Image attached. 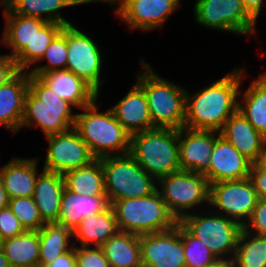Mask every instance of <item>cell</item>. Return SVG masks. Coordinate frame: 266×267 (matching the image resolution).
Returning a JSON list of instances; mask_svg holds the SVG:
<instances>
[{
  "label": "cell",
  "mask_w": 266,
  "mask_h": 267,
  "mask_svg": "<svg viewBox=\"0 0 266 267\" xmlns=\"http://www.w3.org/2000/svg\"><path fill=\"white\" fill-rule=\"evenodd\" d=\"M57 257L52 263L38 267H76V246Z\"/></svg>",
  "instance_id": "cell-43"
},
{
  "label": "cell",
  "mask_w": 266,
  "mask_h": 267,
  "mask_svg": "<svg viewBox=\"0 0 266 267\" xmlns=\"http://www.w3.org/2000/svg\"><path fill=\"white\" fill-rule=\"evenodd\" d=\"M208 267H234L232 260H218L213 265Z\"/></svg>",
  "instance_id": "cell-48"
},
{
  "label": "cell",
  "mask_w": 266,
  "mask_h": 267,
  "mask_svg": "<svg viewBox=\"0 0 266 267\" xmlns=\"http://www.w3.org/2000/svg\"><path fill=\"white\" fill-rule=\"evenodd\" d=\"M158 189L162 200L177 221L189 214L188 210L209 203V183L200 173L179 171L159 178ZM188 209V210H187Z\"/></svg>",
  "instance_id": "cell-8"
},
{
  "label": "cell",
  "mask_w": 266,
  "mask_h": 267,
  "mask_svg": "<svg viewBox=\"0 0 266 267\" xmlns=\"http://www.w3.org/2000/svg\"><path fill=\"white\" fill-rule=\"evenodd\" d=\"M10 0H0V5L5 6Z\"/></svg>",
  "instance_id": "cell-50"
},
{
  "label": "cell",
  "mask_w": 266,
  "mask_h": 267,
  "mask_svg": "<svg viewBox=\"0 0 266 267\" xmlns=\"http://www.w3.org/2000/svg\"><path fill=\"white\" fill-rule=\"evenodd\" d=\"M244 68L234 69L195 95L186 90L184 127L221 132L229 117L238 110Z\"/></svg>",
  "instance_id": "cell-1"
},
{
  "label": "cell",
  "mask_w": 266,
  "mask_h": 267,
  "mask_svg": "<svg viewBox=\"0 0 266 267\" xmlns=\"http://www.w3.org/2000/svg\"><path fill=\"white\" fill-rule=\"evenodd\" d=\"M0 267H11L3 251H0Z\"/></svg>",
  "instance_id": "cell-49"
},
{
  "label": "cell",
  "mask_w": 266,
  "mask_h": 267,
  "mask_svg": "<svg viewBox=\"0 0 266 267\" xmlns=\"http://www.w3.org/2000/svg\"><path fill=\"white\" fill-rule=\"evenodd\" d=\"M124 1H125V0H119V7H117V9H116V11H115L116 14H118L119 9H120V6H121V4H122Z\"/></svg>",
  "instance_id": "cell-51"
},
{
  "label": "cell",
  "mask_w": 266,
  "mask_h": 267,
  "mask_svg": "<svg viewBox=\"0 0 266 267\" xmlns=\"http://www.w3.org/2000/svg\"><path fill=\"white\" fill-rule=\"evenodd\" d=\"M37 160L15 157L0 168V176L9 199L33 196L38 177Z\"/></svg>",
  "instance_id": "cell-23"
},
{
  "label": "cell",
  "mask_w": 266,
  "mask_h": 267,
  "mask_svg": "<svg viewBox=\"0 0 266 267\" xmlns=\"http://www.w3.org/2000/svg\"><path fill=\"white\" fill-rule=\"evenodd\" d=\"M8 203H9V197L7 195V192H6L5 188H4V184H3L2 178L0 176V210L2 208L7 207Z\"/></svg>",
  "instance_id": "cell-46"
},
{
  "label": "cell",
  "mask_w": 266,
  "mask_h": 267,
  "mask_svg": "<svg viewBox=\"0 0 266 267\" xmlns=\"http://www.w3.org/2000/svg\"><path fill=\"white\" fill-rule=\"evenodd\" d=\"M258 196L249 178L209 184V204L240 225L249 220Z\"/></svg>",
  "instance_id": "cell-11"
},
{
  "label": "cell",
  "mask_w": 266,
  "mask_h": 267,
  "mask_svg": "<svg viewBox=\"0 0 266 267\" xmlns=\"http://www.w3.org/2000/svg\"><path fill=\"white\" fill-rule=\"evenodd\" d=\"M193 10L196 22L207 28L244 36L253 35L256 29L242 0H197Z\"/></svg>",
  "instance_id": "cell-10"
},
{
  "label": "cell",
  "mask_w": 266,
  "mask_h": 267,
  "mask_svg": "<svg viewBox=\"0 0 266 267\" xmlns=\"http://www.w3.org/2000/svg\"><path fill=\"white\" fill-rule=\"evenodd\" d=\"M64 25L47 22L39 31H36L30 45H27L15 58L19 71H28L35 62H39L54 37L62 30Z\"/></svg>",
  "instance_id": "cell-33"
},
{
  "label": "cell",
  "mask_w": 266,
  "mask_h": 267,
  "mask_svg": "<svg viewBox=\"0 0 266 267\" xmlns=\"http://www.w3.org/2000/svg\"><path fill=\"white\" fill-rule=\"evenodd\" d=\"M5 6L12 13L21 16L39 18L64 26L72 24L58 12L62 8L73 6L71 0H10Z\"/></svg>",
  "instance_id": "cell-31"
},
{
  "label": "cell",
  "mask_w": 266,
  "mask_h": 267,
  "mask_svg": "<svg viewBox=\"0 0 266 267\" xmlns=\"http://www.w3.org/2000/svg\"><path fill=\"white\" fill-rule=\"evenodd\" d=\"M97 99L76 114L74 128L95 158L129 153L131 134L116 120L111 109L99 112ZM116 151V152H114Z\"/></svg>",
  "instance_id": "cell-3"
},
{
  "label": "cell",
  "mask_w": 266,
  "mask_h": 267,
  "mask_svg": "<svg viewBox=\"0 0 266 267\" xmlns=\"http://www.w3.org/2000/svg\"><path fill=\"white\" fill-rule=\"evenodd\" d=\"M25 231L8 206L0 210V237L3 240L20 235Z\"/></svg>",
  "instance_id": "cell-40"
},
{
  "label": "cell",
  "mask_w": 266,
  "mask_h": 267,
  "mask_svg": "<svg viewBox=\"0 0 266 267\" xmlns=\"http://www.w3.org/2000/svg\"><path fill=\"white\" fill-rule=\"evenodd\" d=\"M64 189L65 184L61 173L43 170L37 177L32 198L45 223L57 222Z\"/></svg>",
  "instance_id": "cell-24"
},
{
  "label": "cell",
  "mask_w": 266,
  "mask_h": 267,
  "mask_svg": "<svg viewBox=\"0 0 266 267\" xmlns=\"http://www.w3.org/2000/svg\"><path fill=\"white\" fill-rule=\"evenodd\" d=\"M6 27L1 43L11 48V58H15L27 45H30L36 31H39L47 22L33 17H25L12 13L4 6Z\"/></svg>",
  "instance_id": "cell-26"
},
{
  "label": "cell",
  "mask_w": 266,
  "mask_h": 267,
  "mask_svg": "<svg viewBox=\"0 0 266 267\" xmlns=\"http://www.w3.org/2000/svg\"><path fill=\"white\" fill-rule=\"evenodd\" d=\"M28 81L29 72L19 71L11 80L0 86V124L12 133L20 130Z\"/></svg>",
  "instance_id": "cell-19"
},
{
  "label": "cell",
  "mask_w": 266,
  "mask_h": 267,
  "mask_svg": "<svg viewBox=\"0 0 266 267\" xmlns=\"http://www.w3.org/2000/svg\"><path fill=\"white\" fill-rule=\"evenodd\" d=\"M72 106L52 92L37 76L29 74L20 129L24 126L39 127L45 136L68 131L76 123Z\"/></svg>",
  "instance_id": "cell-2"
},
{
  "label": "cell",
  "mask_w": 266,
  "mask_h": 267,
  "mask_svg": "<svg viewBox=\"0 0 266 267\" xmlns=\"http://www.w3.org/2000/svg\"><path fill=\"white\" fill-rule=\"evenodd\" d=\"M46 140L49 147L43 166L45 171L63 174L95 159L74 127L62 133L48 135Z\"/></svg>",
  "instance_id": "cell-13"
},
{
  "label": "cell",
  "mask_w": 266,
  "mask_h": 267,
  "mask_svg": "<svg viewBox=\"0 0 266 267\" xmlns=\"http://www.w3.org/2000/svg\"><path fill=\"white\" fill-rule=\"evenodd\" d=\"M111 206L119 231L140 236L171 229L178 223L158 189L146 197L117 200Z\"/></svg>",
  "instance_id": "cell-6"
},
{
  "label": "cell",
  "mask_w": 266,
  "mask_h": 267,
  "mask_svg": "<svg viewBox=\"0 0 266 267\" xmlns=\"http://www.w3.org/2000/svg\"><path fill=\"white\" fill-rule=\"evenodd\" d=\"M2 251L11 267H38L39 232L26 230L20 235L4 239Z\"/></svg>",
  "instance_id": "cell-29"
},
{
  "label": "cell",
  "mask_w": 266,
  "mask_h": 267,
  "mask_svg": "<svg viewBox=\"0 0 266 267\" xmlns=\"http://www.w3.org/2000/svg\"><path fill=\"white\" fill-rule=\"evenodd\" d=\"M110 109L116 120L130 134L155 128L150 117L146 95L138 83Z\"/></svg>",
  "instance_id": "cell-20"
},
{
  "label": "cell",
  "mask_w": 266,
  "mask_h": 267,
  "mask_svg": "<svg viewBox=\"0 0 266 267\" xmlns=\"http://www.w3.org/2000/svg\"><path fill=\"white\" fill-rule=\"evenodd\" d=\"M142 267H186L180 221L171 229L140 235Z\"/></svg>",
  "instance_id": "cell-14"
},
{
  "label": "cell",
  "mask_w": 266,
  "mask_h": 267,
  "mask_svg": "<svg viewBox=\"0 0 266 267\" xmlns=\"http://www.w3.org/2000/svg\"><path fill=\"white\" fill-rule=\"evenodd\" d=\"M62 175L65 188L72 193L90 196L107 195L100 158H95L85 166L68 170Z\"/></svg>",
  "instance_id": "cell-28"
},
{
  "label": "cell",
  "mask_w": 266,
  "mask_h": 267,
  "mask_svg": "<svg viewBox=\"0 0 266 267\" xmlns=\"http://www.w3.org/2000/svg\"><path fill=\"white\" fill-rule=\"evenodd\" d=\"M252 164L230 142L219 135L212 148L209 170L204 176L209 184L242 180L249 177Z\"/></svg>",
  "instance_id": "cell-17"
},
{
  "label": "cell",
  "mask_w": 266,
  "mask_h": 267,
  "mask_svg": "<svg viewBox=\"0 0 266 267\" xmlns=\"http://www.w3.org/2000/svg\"><path fill=\"white\" fill-rule=\"evenodd\" d=\"M220 135L252 163L256 161L266 140V137L258 132L239 110L229 117Z\"/></svg>",
  "instance_id": "cell-22"
},
{
  "label": "cell",
  "mask_w": 266,
  "mask_h": 267,
  "mask_svg": "<svg viewBox=\"0 0 266 267\" xmlns=\"http://www.w3.org/2000/svg\"><path fill=\"white\" fill-rule=\"evenodd\" d=\"M76 267H110L101 247H76Z\"/></svg>",
  "instance_id": "cell-38"
},
{
  "label": "cell",
  "mask_w": 266,
  "mask_h": 267,
  "mask_svg": "<svg viewBox=\"0 0 266 267\" xmlns=\"http://www.w3.org/2000/svg\"><path fill=\"white\" fill-rule=\"evenodd\" d=\"M38 78L56 95L80 109L93 103L99 96L91 85L67 69L48 71Z\"/></svg>",
  "instance_id": "cell-18"
},
{
  "label": "cell",
  "mask_w": 266,
  "mask_h": 267,
  "mask_svg": "<svg viewBox=\"0 0 266 267\" xmlns=\"http://www.w3.org/2000/svg\"><path fill=\"white\" fill-rule=\"evenodd\" d=\"M19 72L14 58L7 55H0V86L7 83Z\"/></svg>",
  "instance_id": "cell-42"
},
{
  "label": "cell",
  "mask_w": 266,
  "mask_h": 267,
  "mask_svg": "<svg viewBox=\"0 0 266 267\" xmlns=\"http://www.w3.org/2000/svg\"><path fill=\"white\" fill-rule=\"evenodd\" d=\"M8 207L18 218L25 230L39 231L46 223L42 220L32 197L9 199Z\"/></svg>",
  "instance_id": "cell-37"
},
{
  "label": "cell",
  "mask_w": 266,
  "mask_h": 267,
  "mask_svg": "<svg viewBox=\"0 0 266 267\" xmlns=\"http://www.w3.org/2000/svg\"><path fill=\"white\" fill-rule=\"evenodd\" d=\"M119 231L116 214L112 206L103 212L82 220L72 234L81 246L101 247L111 236Z\"/></svg>",
  "instance_id": "cell-25"
},
{
  "label": "cell",
  "mask_w": 266,
  "mask_h": 267,
  "mask_svg": "<svg viewBox=\"0 0 266 267\" xmlns=\"http://www.w3.org/2000/svg\"><path fill=\"white\" fill-rule=\"evenodd\" d=\"M110 206L107 195L90 196L75 194L65 188L56 223L65 226L73 232L82 220L103 212Z\"/></svg>",
  "instance_id": "cell-21"
},
{
  "label": "cell",
  "mask_w": 266,
  "mask_h": 267,
  "mask_svg": "<svg viewBox=\"0 0 266 267\" xmlns=\"http://www.w3.org/2000/svg\"><path fill=\"white\" fill-rule=\"evenodd\" d=\"M180 222L201 240L218 260L233 259L243 229L238 222L218 213L212 216L189 213Z\"/></svg>",
  "instance_id": "cell-9"
},
{
  "label": "cell",
  "mask_w": 266,
  "mask_h": 267,
  "mask_svg": "<svg viewBox=\"0 0 266 267\" xmlns=\"http://www.w3.org/2000/svg\"><path fill=\"white\" fill-rule=\"evenodd\" d=\"M67 49V25H65L51 41L45 54L41 58V61L44 59L47 60V65L36 66L30 69L29 74L38 77L42 73L48 71L66 69L68 59Z\"/></svg>",
  "instance_id": "cell-36"
},
{
  "label": "cell",
  "mask_w": 266,
  "mask_h": 267,
  "mask_svg": "<svg viewBox=\"0 0 266 267\" xmlns=\"http://www.w3.org/2000/svg\"><path fill=\"white\" fill-rule=\"evenodd\" d=\"M2 247H3V239L0 237V251H2Z\"/></svg>",
  "instance_id": "cell-52"
},
{
  "label": "cell",
  "mask_w": 266,
  "mask_h": 267,
  "mask_svg": "<svg viewBox=\"0 0 266 267\" xmlns=\"http://www.w3.org/2000/svg\"><path fill=\"white\" fill-rule=\"evenodd\" d=\"M248 178L252 182L258 199L266 200V172L259 170L252 164Z\"/></svg>",
  "instance_id": "cell-41"
},
{
  "label": "cell",
  "mask_w": 266,
  "mask_h": 267,
  "mask_svg": "<svg viewBox=\"0 0 266 267\" xmlns=\"http://www.w3.org/2000/svg\"><path fill=\"white\" fill-rule=\"evenodd\" d=\"M105 192L112 205L117 200L142 198L157 190L158 181L149 175L128 153L100 158Z\"/></svg>",
  "instance_id": "cell-7"
},
{
  "label": "cell",
  "mask_w": 266,
  "mask_h": 267,
  "mask_svg": "<svg viewBox=\"0 0 266 267\" xmlns=\"http://www.w3.org/2000/svg\"><path fill=\"white\" fill-rule=\"evenodd\" d=\"M101 248L110 267H142L139 235L118 231Z\"/></svg>",
  "instance_id": "cell-27"
},
{
  "label": "cell",
  "mask_w": 266,
  "mask_h": 267,
  "mask_svg": "<svg viewBox=\"0 0 266 267\" xmlns=\"http://www.w3.org/2000/svg\"><path fill=\"white\" fill-rule=\"evenodd\" d=\"M232 261L234 267H266V237L242 229Z\"/></svg>",
  "instance_id": "cell-34"
},
{
  "label": "cell",
  "mask_w": 266,
  "mask_h": 267,
  "mask_svg": "<svg viewBox=\"0 0 266 267\" xmlns=\"http://www.w3.org/2000/svg\"><path fill=\"white\" fill-rule=\"evenodd\" d=\"M98 47L87 34L73 24L67 25L66 69L85 80L99 93L104 80L100 78L103 59Z\"/></svg>",
  "instance_id": "cell-12"
},
{
  "label": "cell",
  "mask_w": 266,
  "mask_h": 267,
  "mask_svg": "<svg viewBox=\"0 0 266 267\" xmlns=\"http://www.w3.org/2000/svg\"><path fill=\"white\" fill-rule=\"evenodd\" d=\"M180 236L183 241L186 267H208L213 265L218 259L210 249L195 237L181 222Z\"/></svg>",
  "instance_id": "cell-35"
},
{
  "label": "cell",
  "mask_w": 266,
  "mask_h": 267,
  "mask_svg": "<svg viewBox=\"0 0 266 267\" xmlns=\"http://www.w3.org/2000/svg\"><path fill=\"white\" fill-rule=\"evenodd\" d=\"M140 62L144 72L137 74V83L146 95L153 126L180 130L185 123L186 89L161 78L143 59Z\"/></svg>",
  "instance_id": "cell-4"
},
{
  "label": "cell",
  "mask_w": 266,
  "mask_h": 267,
  "mask_svg": "<svg viewBox=\"0 0 266 267\" xmlns=\"http://www.w3.org/2000/svg\"><path fill=\"white\" fill-rule=\"evenodd\" d=\"M243 6L247 13L257 21V17L261 12L263 0H242Z\"/></svg>",
  "instance_id": "cell-44"
},
{
  "label": "cell",
  "mask_w": 266,
  "mask_h": 267,
  "mask_svg": "<svg viewBox=\"0 0 266 267\" xmlns=\"http://www.w3.org/2000/svg\"><path fill=\"white\" fill-rule=\"evenodd\" d=\"M242 96L238 101V110L258 132L266 137V73H261L254 79Z\"/></svg>",
  "instance_id": "cell-30"
},
{
  "label": "cell",
  "mask_w": 266,
  "mask_h": 267,
  "mask_svg": "<svg viewBox=\"0 0 266 267\" xmlns=\"http://www.w3.org/2000/svg\"><path fill=\"white\" fill-rule=\"evenodd\" d=\"M243 229L251 234L254 233V235L266 237V200L258 199L256 206L254 207L249 220L244 224Z\"/></svg>",
  "instance_id": "cell-39"
},
{
  "label": "cell",
  "mask_w": 266,
  "mask_h": 267,
  "mask_svg": "<svg viewBox=\"0 0 266 267\" xmlns=\"http://www.w3.org/2000/svg\"><path fill=\"white\" fill-rule=\"evenodd\" d=\"M178 130L154 128L131 134L129 154L156 180L181 171Z\"/></svg>",
  "instance_id": "cell-5"
},
{
  "label": "cell",
  "mask_w": 266,
  "mask_h": 267,
  "mask_svg": "<svg viewBox=\"0 0 266 267\" xmlns=\"http://www.w3.org/2000/svg\"><path fill=\"white\" fill-rule=\"evenodd\" d=\"M180 0H125L119 9V16L130 30H153L164 22L180 6Z\"/></svg>",
  "instance_id": "cell-16"
},
{
  "label": "cell",
  "mask_w": 266,
  "mask_h": 267,
  "mask_svg": "<svg viewBox=\"0 0 266 267\" xmlns=\"http://www.w3.org/2000/svg\"><path fill=\"white\" fill-rule=\"evenodd\" d=\"M220 135L216 131L194 130L183 127L178 130L179 166L181 171L205 174L209 170L210 155L215 139Z\"/></svg>",
  "instance_id": "cell-15"
},
{
  "label": "cell",
  "mask_w": 266,
  "mask_h": 267,
  "mask_svg": "<svg viewBox=\"0 0 266 267\" xmlns=\"http://www.w3.org/2000/svg\"><path fill=\"white\" fill-rule=\"evenodd\" d=\"M105 2L109 5L119 4V0H71V3L73 6L79 5V4H88L90 2Z\"/></svg>",
  "instance_id": "cell-47"
},
{
  "label": "cell",
  "mask_w": 266,
  "mask_h": 267,
  "mask_svg": "<svg viewBox=\"0 0 266 267\" xmlns=\"http://www.w3.org/2000/svg\"><path fill=\"white\" fill-rule=\"evenodd\" d=\"M38 232L40 238L39 266L52 263L74 246H69L70 238L73 237L72 231L56 222L46 223Z\"/></svg>",
  "instance_id": "cell-32"
},
{
  "label": "cell",
  "mask_w": 266,
  "mask_h": 267,
  "mask_svg": "<svg viewBox=\"0 0 266 267\" xmlns=\"http://www.w3.org/2000/svg\"><path fill=\"white\" fill-rule=\"evenodd\" d=\"M259 170L266 172V140L259 151L256 161L253 163Z\"/></svg>",
  "instance_id": "cell-45"
}]
</instances>
